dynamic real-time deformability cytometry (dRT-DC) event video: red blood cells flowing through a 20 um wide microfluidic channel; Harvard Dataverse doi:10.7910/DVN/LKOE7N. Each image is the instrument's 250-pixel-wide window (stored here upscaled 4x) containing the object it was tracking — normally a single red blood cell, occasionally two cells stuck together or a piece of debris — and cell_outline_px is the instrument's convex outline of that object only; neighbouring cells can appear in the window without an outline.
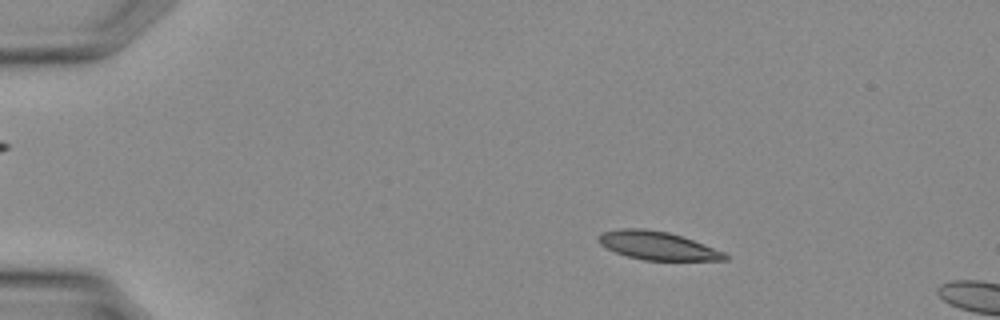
{"species": "Egyptian fruit bat (a non-hibernating species)", "species_latin": "Rousettus aegyptiacus", "temperature_condition": "warm", "stored_images_in_passage": 7, "camera_frame_rate_fps": 3000, "um_per_image_px": 0.085, "animal": {"sex": "female"}, "frame": {"image": 1, "passage_image": 4, "time_ms": 1.0, "image_size_px": [1000, 320], "cell_outline_px": [[728, 260], [644, 260], [628, 256], [616, 252], [600, 244], [596, 240], [596, 236], [604, 232], [624, 228], [644, 228], [668, 232], [704, 244], [724, 252], [728, 256]], "centroid_in_image_um": [55.87, 20.87], "position_along_channel_um": 29.1, "area_um2": 20.63}}